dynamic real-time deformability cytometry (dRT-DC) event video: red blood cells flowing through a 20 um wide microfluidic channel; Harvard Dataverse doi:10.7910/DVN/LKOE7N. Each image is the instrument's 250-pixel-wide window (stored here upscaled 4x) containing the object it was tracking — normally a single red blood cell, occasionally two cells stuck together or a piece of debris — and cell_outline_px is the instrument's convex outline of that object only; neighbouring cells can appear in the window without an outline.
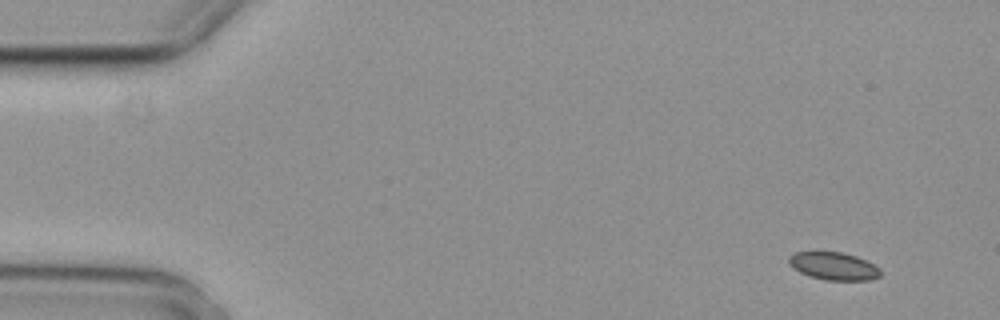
{"species": "common noctule bat (a hibernating species)", "species_latin": "Nyctalus noctula", "temperature_condition": "cold", "stored_images_in_passage": 8, "camera_frame_rate_fps": 3000, "um_per_image_px": 0.085, "animal": {"sex": "female", "body_mass_g": 29.2, "forearm_length_mm": 56.3}, "frame": {"image": 1, "passage_image": 1, "time_ms": 0.0, "image_size_px": [1000, 320], "cell_outline_px": [[880, 276], [872, 280], [824, 280], [808, 276], [800, 272], [788, 260], [788, 256], [796, 252], [840, 252], [856, 256], [880, 268]], "centroid_in_image_um": [70.88, 22.63], "position_along_channel_um": 14.1, "area_um2": 14.62}}
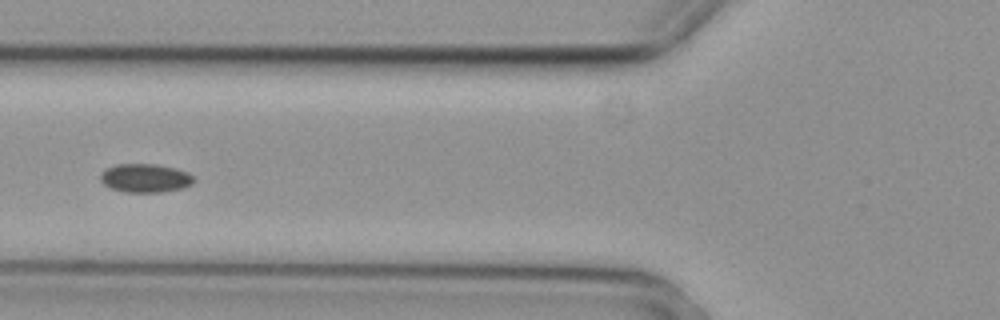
{"frame": {"image": 2, "passage_image": 5, "time_ms": 1.333, "image_size_px": [1000, 320], "cell_outline_px": [[196, 180], [192, 184], [184, 188], [160, 192], [124, 192], [112, 188], [104, 184], [100, 180], [100, 172], [104, 168], [116, 164], [156, 164], [176, 168], [188, 172]], "centroid_in_image_um": [12.34, 15.13], "position_along_channel_um": 113.5, "area_um2": 15.78}}
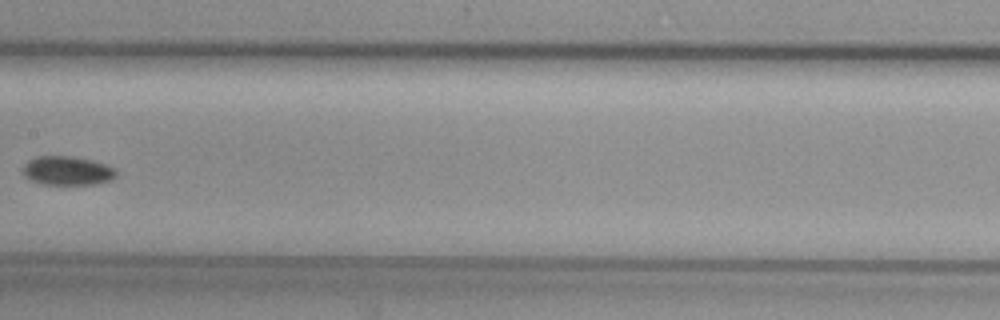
{"frame": {"image": 3, "passage_image": 7, "time_ms": 2.0, "image_size_px": [1000, 320], "cell_outline_px": [[116, 176], [108, 180], [96, 184], [44, 184], [32, 180], [24, 176], [20, 172], [24, 164], [28, 160], [36, 156], [72, 156], [92, 160], [104, 164], [112, 168], [116, 172]], "centroid_in_image_um": [5.65, 14.5], "position_along_channel_um": 201.8, "area_um2": 15.66}}